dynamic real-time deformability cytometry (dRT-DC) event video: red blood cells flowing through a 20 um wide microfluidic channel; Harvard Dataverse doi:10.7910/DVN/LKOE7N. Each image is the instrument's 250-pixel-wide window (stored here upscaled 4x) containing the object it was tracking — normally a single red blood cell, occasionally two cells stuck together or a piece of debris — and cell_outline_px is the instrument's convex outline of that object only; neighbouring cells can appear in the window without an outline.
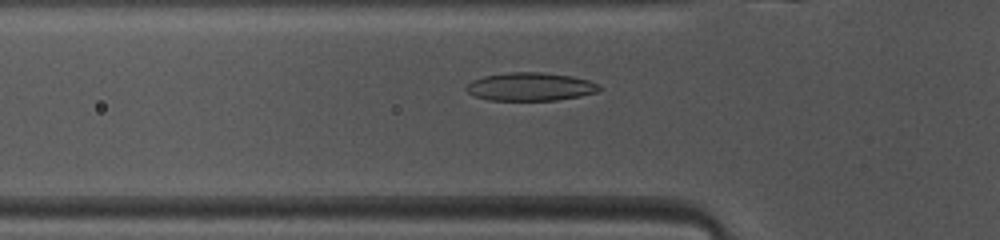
{"species": "common noctule bat (a hibernating species)", "species_latin": "Nyctalus noctula", "temperature_condition": "warm", "stored_images_in_passage": 34, "camera_frame_rate_fps": 3000, "um_per_image_px": 0.085, "animal": {"sex": "female", "body_mass_g": 10.0, "forearm_length_mm": 53.1}, "frame": {"image": 1, "passage_image": 7, "time_ms": 2.0, "image_size_px": [1000, 240], "cell_outline_px": [[604, 88], [596, 92], [580, 96], [556, 100], [488, 100], [476, 96], [468, 92], [464, 88], [472, 80], [484, 76], [512, 72], [544, 72], [572, 76], [588, 80], [600, 84]], "centroid_in_image_um": [45.12, 7.36], "position_along_channel_um": 80.7, "area_um2": 21.91}}
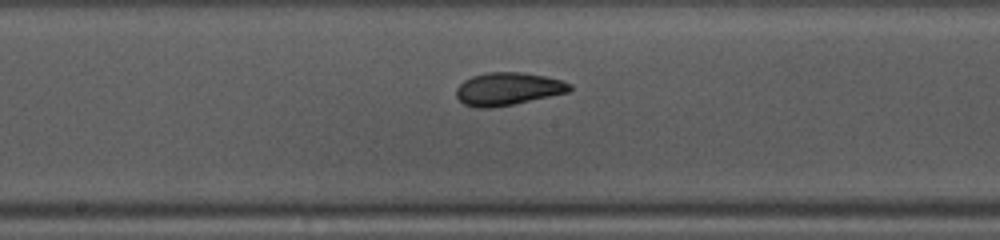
{"frame": {"image": 2, "passage_image": 16, "time_ms": 5.0, "image_size_px": [1000, 240], "cell_outline_px": [[572, 88], [568, 92], [512, 104], [492, 108], [476, 108], [464, 104], [456, 96], [456, 88], [464, 80], [472, 76], [488, 72], [524, 72], [544, 76], [560, 80], [572, 84]], "centroid_in_image_um": [43.15, 7.55], "position_along_channel_um": 205.1, "area_um2": 21.56}}
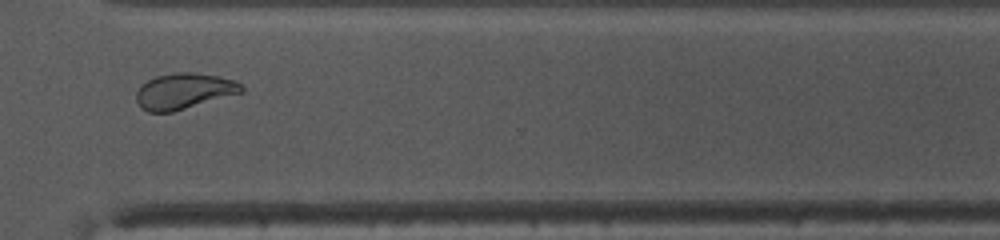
{"frame": {"image": 3, "passage_image": 27, "time_ms": 8.667, "image_size_px": [1000, 240], "cell_outline_px": [[244, 92], [172, 112], [148, 112], [140, 108], [136, 100], [136, 92], [140, 84], [156, 76], [176, 72], [192, 72], [216, 76], [232, 80], [240, 84], [244, 88]], "centroid_in_image_um": [15.59, 7.75], "position_along_channel_um": 355.0, "area_um2": 21.96}, "authors_computed_cell_mechanics": {"area_um2": 21.7906, "velocity_mm_per_s": 4.1032, "shape_relaxation_time_tau1_ms": 4.5431, "shape_relaxation_time_tau2_ms": 2.8711, "deformation_change_tau1": 0.16, "deformation_change_tau2": 0.0405}}